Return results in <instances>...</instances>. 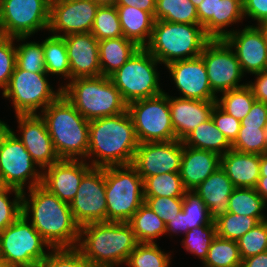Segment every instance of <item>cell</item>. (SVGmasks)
<instances>
[{
	"label": "cell",
	"instance_id": "63",
	"mask_svg": "<svg viewBox=\"0 0 267 267\" xmlns=\"http://www.w3.org/2000/svg\"><path fill=\"white\" fill-rule=\"evenodd\" d=\"M263 29H267V19L260 25Z\"/></svg>",
	"mask_w": 267,
	"mask_h": 267
},
{
	"label": "cell",
	"instance_id": "49",
	"mask_svg": "<svg viewBox=\"0 0 267 267\" xmlns=\"http://www.w3.org/2000/svg\"><path fill=\"white\" fill-rule=\"evenodd\" d=\"M144 200L165 224L182 210V197H144Z\"/></svg>",
	"mask_w": 267,
	"mask_h": 267
},
{
	"label": "cell",
	"instance_id": "3",
	"mask_svg": "<svg viewBox=\"0 0 267 267\" xmlns=\"http://www.w3.org/2000/svg\"><path fill=\"white\" fill-rule=\"evenodd\" d=\"M138 244L128 222H98L80 227L77 248L94 267H119Z\"/></svg>",
	"mask_w": 267,
	"mask_h": 267
},
{
	"label": "cell",
	"instance_id": "14",
	"mask_svg": "<svg viewBox=\"0 0 267 267\" xmlns=\"http://www.w3.org/2000/svg\"><path fill=\"white\" fill-rule=\"evenodd\" d=\"M200 56L205 63L209 84L215 95L247 85L239 84L244 73L236 54L224 39H210Z\"/></svg>",
	"mask_w": 267,
	"mask_h": 267
},
{
	"label": "cell",
	"instance_id": "56",
	"mask_svg": "<svg viewBox=\"0 0 267 267\" xmlns=\"http://www.w3.org/2000/svg\"><path fill=\"white\" fill-rule=\"evenodd\" d=\"M182 231L185 235V233L188 231V227H186L185 213L181 210L178 215H176L166 224V233L169 235L170 233L179 234Z\"/></svg>",
	"mask_w": 267,
	"mask_h": 267
},
{
	"label": "cell",
	"instance_id": "17",
	"mask_svg": "<svg viewBox=\"0 0 267 267\" xmlns=\"http://www.w3.org/2000/svg\"><path fill=\"white\" fill-rule=\"evenodd\" d=\"M182 154L180 140L139 143L131 165L144 181L150 176L180 172Z\"/></svg>",
	"mask_w": 267,
	"mask_h": 267
},
{
	"label": "cell",
	"instance_id": "29",
	"mask_svg": "<svg viewBox=\"0 0 267 267\" xmlns=\"http://www.w3.org/2000/svg\"><path fill=\"white\" fill-rule=\"evenodd\" d=\"M243 18V0H217L216 16L203 29L210 39H224L229 34L227 27L243 22Z\"/></svg>",
	"mask_w": 267,
	"mask_h": 267
},
{
	"label": "cell",
	"instance_id": "4",
	"mask_svg": "<svg viewBox=\"0 0 267 267\" xmlns=\"http://www.w3.org/2000/svg\"><path fill=\"white\" fill-rule=\"evenodd\" d=\"M38 114L45 120L60 159L87 161L89 121L63 95Z\"/></svg>",
	"mask_w": 267,
	"mask_h": 267
},
{
	"label": "cell",
	"instance_id": "44",
	"mask_svg": "<svg viewBox=\"0 0 267 267\" xmlns=\"http://www.w3.org/2000/svg\"><path fill=\"white\" fill-rule=\"evenodd\" d=\"M16 65L31 73H46L42 42L31 41L17 45Z\"/></svg>",
	"mask_w": 267,
	"mask_h": 267
},
{
	"label": "cell",
	"instance_id": "45",
	"mask_svg": "<svg viewBox=\"0 0 267 267\" xmlns=\"http://www.w3.org/2000/svg\"><path fill=\"white\" fill-rule=\"evenodd\" d=\"M14 193L11 201L8 194ZM23 192L0 184V232L22 215Z\"/></svg>",
	"mask_w": 267,
	"mask_h": 267
},
{
	"label": "cell",
	"instance_id": "2",
	"mask_svg": "<svg viewBox=\"0 0 267 267\" xmlns=\"http://www.w3.org/2000/svg\"><path fill=\"white\" fill-rule=\"evenodd\" d=\"M139 145L128 112L89 121L87 159L92 167L131 165ZM93 158V159H92Z\"/></svg>",
	"mask_w": 267,
	"mask_h": 267
},
{
	"label": "cell",
	"instance_id": "22",
	"mask_svg": "<svg viewBox=\"0 0 267 267\" xmlns=\"http://www.w3.org/2000/svg\"><path fill=\"white\" fill-rule=\"evenodd\" d=\"M70 65V80L101 75L99 41L89 33L64 36Z\"/></svg>",
	"mask_w": 267,
	"mask_h": 267
},
{
	"label": "cell",
	"instance_id": "1",
	"mask_svg": "<svg viewBox=\"0 0 267 267\" xmlns=\"http://www.w3.org/2000/svg\"><path fill=\"white\" fill-rule=\"evenodd\" d=\"M23 192L22 215L44 238L51 248L77 247L80 226L68 203L61 201L42 184Z\"/></svg>",
	"mask_w": 267,
	"mask_h": 267
},
{
	"label": "cell",
	"instance_id": "10",
	"mask_svg": "<svg viewBox=\"0 0 267 267\" xmlns=\"http://www.w3.org/2000/svg\"><path fill=\"white\" fill-rule=\"evenodd\" d=\"M47 247V253L44 249ZM50 245L24 215L0 232V257L11 267H31L41 264Z\"/></svg>",
	"mask_w": 267,
	"mask_h": 267
},
{
	"label": "cell",
	"instance_id": "52",
	"mask_svg": "<svg viewBox=\"0 0 267 267\" xmlns=\"http://www.w3.org/2000/svg\"><path fill=\"white\" fill-rule=\"evenodd\" d=\"M241 125L259 126L267 128V104L255 101L248 115L242 119Z\"/></svg>",
	"mask_w": 267,
	"mask_h": 267
},
{
	"label": "cell",
	"instance_id": "9",
	"mask_svg": "<svg viewBox=\"0 0 267 267\" xmlns=\"http://www.w3.org/2000/svg\"><path fill=\"white\" fill-rule=\"evenodd\" d=\"M37 167L15 132L0 120V184L22 192L40 185L43 171Z\"/></svg>",
	"mask_w": 267,
	"mask_h": 267
},
{
	"label": "cell",
	"instance_id": "5",
	"mask_svg": "<svg viewBox=\"0 0 267 267\" xmlns=\"http://www.w3.org/2000/svg\"><path fill=\"white\" fill-rule=\"evenodd\" d=\"M62 85V95L88 121L116 116L128 104L107 76L75 78Z\"/></svg>",
	"mask_w": 267,
	"mask_h": 267
},
{
	"label": "cell",
	"instance_id": "58",
	"mask_svg": "<svg viewBox=\"0 0 267 267\" xmlns=\"http://www.w3.org/2000/svg\"><path fill=\"white\" fill-rule=\"evenodd\" d=\"M257 193L267 203V176H260L257 186L255 187Z\"/></svg>",
	"mask_w": 267,
	"mask_h": 267
},
{
	"label": "cell",
	"instance_id": "41",
	"mask_svg": "<svg viewBox=\"0 0 267 267\" xmlns=\"http://www.w3.org/2000/svg\"><path fill=\"white\" fill-rule=\"evenodd\" d=\"M232 149L243 153L262 155L267 153V128L241 125Z\"/></svg>",
	"mask_w": 267,
	"mask_h": 267
},
{
	"label": "cell",
	"instance_id": "59",
	"mask_svg": "<svg viewBox=\"0 0 267 267\" xmlns=\"http://www.w3.org/2000/svg\"><path fill=\"white\" fill-rule=\"evenodd\" d=\"M260 176H267V153L260 155Z\"/></svg>",
	"mask_w": 267,
	"mask_h": 267
},
{
	"label": "cell",
	"instance_id": "37",
	"mask_svg": "<svg viewBox=\"0 0 267 267\" xmlns=\"http://www.w3.org/2000/svg\"><path fill=\"white\" fill-rule=\"evenodd\" d=\"M221 94V98L217 97L216 104L223 111L240 121L248 115L252 105L256 101L248 85Z\"/></svg>",
	"mask_w": 267,
	"mask_h": 267
},
{
	"label": "cell",
	"instance_id": "16",
	"mask_svg": "<svg viewBox=\"0 0 267 267\" xmlns=\"http://www.w3.org/2000/svg\"><path fill=\"white\" fill-rule=\"evenodd\" d=\"M98 7L94 0H51L48 30L58 37L89 33Z\"/></svg>",
	"mask_w": 267,
	"mask_h": 267
},
{
	"label": "cell",
	"instance_id": "60",
	"mask_svg": "<svg viewBox=\"0 0 267 267\" xmlns=\"http://www.w3.org/2000/svg\"><path fill=\"white\" fill-rule=\"evenodd\" d=\"M96 1L99 5H114L115 0H94Z\"/></svg>",
	"mask_w": 267,
	"mask_h": 267
},
{
	"label": "cell",
	"instance_id": "15",
	"mask_svg": "<svg viewBox=\"0 0 267 267\" xmlns=\"http://www.w3.org/2000/svg\"><path fill=\"white\" fill-rule=\"evenodd\" d=\"M69 206L80 227L106 222L105 168L92 167L83 176Z\"/></svg>",
	"mask_w": 267,
	"mask_h": 267
},
{
	"label": "cell",
	"instance_id": "51",
	"mask_svg": "<svg viewBox=\"0 0 267 267\" xmlns=\"http://www.w3.org/2000/svg\"><path fill=\"white\" fill-rule=\"evenodd\" d=\"M244 17L257 21V25L263 24L267 19V0H243Z\"/></svg>",
	"mask_w": 267,
	"mask_h": 267
},
{
	"label": "cell",
	"instance_id": "12",
	"mask_svg": "<svg viewBox=\"0 0 267 267\" xmlns=\"http://www.w3.org/2000/svg\"><path fill=\"white\" fill-rule=\"evenodd\" d=\"M127 110L139 143L177 140L171 121L168 93L133 101L128 104Z\"/></svg>",
	"mask_w": 267,
	"mask_h": 267
},
{
	"label": "cell",
	"instance_id": "50",
	"mask_svg": "<svg viewBox=\"0 0 267 267\" xmlns=\"http://www.w3.org/2000/svg\"><path fill=\"white\" fill-rule=\"evenodd\" d=\"M211 118L216 127L221 131L227 140L232 144L237 138L241 122L223 111L217 104L211 112Z\"/></svg>",
	"mask_w": 267,
	"mask_h": 267
},
{
	"label": "cell",
	"instance_id": "40",
	"mask_svg": "<svg viewBox=\"0 0 267 267\" xmlns=\"http://www.w3.org/2000/svg\"><path fill=\"white\" fill-rule=\"evenodd\" d=\"M172 257L165 253L157 243H139L131 252L126 265L128 267H169Z\"/></svg>",
	"mask_w": 267,
	"mask_h": 267
},
{
	"label": "cell",
	"instance_id": "53",
	"mask_svg": "<svg viewBox=\"0 0 267 267\" xmlns=\"http://www.w3.org/2000/svg\"><path fill=\"white\" fill-rule=\"evenodd\" d=\"M256 80L248 82L256 101L267 104V70L254 74Z\"/></svg>",
	"mask_w": 267,
	"mask_h": 267
},
{
	"label": "cell",
	"instance_id": "32",
	"mask_svg": "<svg viewBox=\"0 0 267 267\" xmlns=\"http://www.w3.org/2000/svg\"><path fill=\"white\" fill-rule=\"evenodd\" d=\"M46 73L62 76L70 81V65L63 37L49 36L42 41Z\"/></svg>",
	"mask_w": 267,
	"mask_h": 267
},
{
	"label": "cell",
	"instance_id": "25",
	"mask_svg": "<svg viewBox=\"0 0 267 267\" xmlns=\"http://www.w3.org/2000/svg\"><path fill=\"white\" fill-rule=\"evenodd\" d=\"M236 187L221 166L194 190L208 207L213 221L229 212V200Z\"/></svg>",
	"mask_w": 267,
	"mask_h": 267
},
{
	"label": "cell",
	"instance_id": "7",
	"mask_svg": "<svg viewBox=\"0 0 267 267\" xmlns=\"http://www.w3.org/2000/svg\"><path fill=\"white\" fill-rule=\"evenodd\" d=\"M106 222H128L144 203L143 179L132 165L105 167Z\"/></svg>",
	"mask_w": 267,
	"mask_h": 267
},
{
	"label": "cell",
	"instance_id": "43",
	"mask_svg": "<svg viewBox=\"0 0 267 267\" xmlns=\"http://www.w3.org/2000/svg\"><path fill=\"white\" fill-rule=\"evenodd\" d=\"M182 198V211L185 213L188 231L213 222L208 207L195 190H186Z\"/></svg>",
	"mask_w": 267,
	"mask_h": 267
},
{
	"label": "cell",
	"instance_id": "8",
	"mask_svg": "<svg viewBox=\"0 0 267 267\" xmlns=\"http://www.w3.org/2000/svg\"><path fill=\"white\" fill-rule=\"evenodd\" d=\"M158 64L161 63L145 47H140L109 78L127 104L151 98L164 92L159 83L158 67H156Z\"/></svg>",
	"mask_w": 267,
	"mask_h": 267
},
{
	"label": "cell",
	"instance_id": "61",
	"mask_svg": "<svg viewBox=\"0 0 267 267\" xmlns=\"http://www.w3.org/2000/svg\"><path fill=\"white\" fill-rule=\"evenodd\" d=\"M0 267H11L2 257H0Z\"/></svg>",
	"mask_w": 267,
	"mask_h": 267
},
{
	"label": "cell",
	"instance_id": "31",
	"mask_svg": "<svg viewBox=\"0 0 267 267\" xmlns=\"http://www.w3.org/2000/svg\"><path fill=\"white\" fill-rule=\"evenodd\" d=\"M128 223L139 243L154 244L157 238L167 235L165 222L146 203L140 206Z\"/></svg>",
	"mask_w": 267,
	"mask_h": 267
},
{
	"label": "cell",
	"instance_id": "24",
	"mask_svg": "<svg viewBox=\"0 0 267 267\" xmlns=\"http://www.w3.org/2000/svg\"><path fill=\"white\" fill-rule=\"evenodd\" d=\"M220 166L219 154L183 145L179 173L186 190H194Z\"/></svg>",
	"mask_w": 267,
	"mask_h": 267
},
{
	"label": "cell",
	"instance_id": "20",
	"mask_svg": "<svg viewBox=\"0 0 267 267\" xmlns=\"http://www.w3.org/2000/svg\"><path fill=\"white\" fill-rule=\"evenodd\" d=\"M21 133L19 140L25 146L33 161L43 171L60 160L57 155L45 120L40 114L15 115Z\"/></svg>",
	"mask_w": 267,
	"mask_h": 267
},
{
	"label": "cell",
	"instance_id": "46",
	"mask_svg": "<svg viewBox=\"0 0 267 267\" xmlns=\"http://www.w3.org/2000/svg\"><path fill=\"white\" fill-rule=\"evenodd\" d=\"M237 245L242 259L267 251V222L261 221L251 230L247 231Z\"/></svg>",
	"mask_w": 267,
	"mask_h": 267
},
{
	"label": "cell",
	"instance_id": "36",
	"mask_svg": "<svg viewBox=\"0 0 267 267\" xmlns=\"http://www.w3.org/2000/svg\"><path fill=\"white\" fill-rule=\"evenodd\" d=\"M143 188L144 197H183L186 191L179 172L147 177Z\"/></svg>",
	"mask_w": 267,
	"mask_h": 267
},
{
	"label": "cell",
	"instance_id": "64",
	"mask_svg": "<svg viewBox=\"0 0 267 267\" xmlns=\"http://www.w3.org/2000/svg\"><path fill=\"white\" fill-rule=\"evenodd\" d=\"M263 35L265 37L266 45H267V29H263Z\"/></svg>",
	"mask_w": 267,
	"mask_h": 267
},
{
	"label": "cell",
	"instance_id": "28",
	"mask_svg": "<svg viewBox=\"0 0 267 267\" xmlns=\"http://www.w3.org/2000/svg\"><path fill=\"white\" fill-rule=\"evenodd\" d=\"M140 47L124 36L99 41V63L101 75L109 77L127 60L135 54Z\"/></svg>",
	"mask_w": 267,
	"mask_h": 267
},
{
	"label": "cell",
	"instance_id": "18",
	"mask_svg": "<svg viewBox=\"0 0 267 267\" xmlns=\"http://www.w3.org/2000/svg\"><path fill=\"white\" fill-rule=\"evenodd\" d=\"M224 40L234 49L244 74L267 70V45L260 25H247L238 31L231 29Z\"/></svg>",
	"mask_w": 267,
	"mask_h": 267
},
{
	"label": "cell",
	"instance_id": "48",
	"mask_svg": "<svg viewBox=\"0 0 267 267\" xmlns=\"http://www.w3.org/2000/svg\"><path fill=\"white\" fill-rule=\"evenodd\" d=\"M41 264L43 267H94L77 247L51 248Z\"/></svg>",
	"mask_w": 267,
	"mask_h": 267
},
{
	"label": "cell",
	"instance_id": "42",
	"mask_svg": "<svg viewBox=\"0 0 267 267\" xmlns=\"http://www.w3.org/2000/svg\"><path fill=\"white\" fill-rule=\"evenodd\" d=\"M216 235V224L213 221L210 225L195 227L187 231L181 242L187 252L198 256V259L203 263Z\"/></svg>",
	"mask_w": 267,
	"mask_h": 267
},
{
	"label": "cell",
	"instance_id": "54",
	"mask_svg": "<svg viewBox=\"0 0 267 267\" xmlns=\"http://www.w3.org/2000/svg\"><path fill=\"white\" fill-rule=\"evenodd\" d=\"M217 0H203L196 8L199 25L202 27L212 18L216 16Z\"/></svg>",
	"mask_w": 267,
	"mask_h": 267
},
{
	"label": "cell",
	"instance_id": "35",
	"mask_svg": "<svg viewBox=\"0 0 267 267\" xmlns=\"http://www.w3.org/2000/svg\"><path fill=\"white\" fill-rule=\"evenodd\" d=\"M241 263L237 241L216 235L209 247L203 267H241Z\"/></svg>",
	"mask_w": 267,
	"mask_h": 267
},
{
	"label": "cell",
	"instance_id": "30",
	"mask_svg": "<svg viewBox=\"0 0 267 267\" xmlns=\"http://www.w3.org/2000/svg\"><path fill=\"white\" fill-rule=\"evenodd\" d=\"M182 143L192 148L215 152L220 156L232 149V144L216 127L211 117L189 133Z\"/></svg>",
	"mask_w": 267,
	"mask_h": 267
},
{
	"label": "cell",
	"instance_id": "57",
	"mask_svg": "<svg viewBox=\"0 0 267 267\" xmlns=\"http://www.w3.org/2000/svg\"><path fill=\"white\" fill-rule=\"evenodd\" d=\"M241 267H267V251L242 259Z\"/></svg>",
	"mask_w": 267,
	"mask_h": 267
},
{
	"label": "cell",
	"instance_id": "13",
	"mask_svg": "<svg viewBox=\"0 0 267 267\" xmlns=\"http://www.w3.org/2000/svg\"><path fill=\"white\" fill-rule=\"evenodd\" d=\"M51 0H2L0 32L5 37H31L49 29Z\"/></svg>",
	"mask_w": 267,
	"mask_h": 267
},
{
	"label": "cell",
	"instance_id": "11",
	"mask_svg": "<svg viewBox=\"0 0 267 267\" xmlns=\"http://www.w3.org/2000/svg\"><path fill=\"white\" fill-rule=\"evenodd\" d=\"M47 76V73H31L15 66L9 84L2 92L4 98H12L15 115L42 112L62 95V86L55 92Z\"/></svg>",
	"mask_w": 267,
	"mask_h": 267
},
{
	"label": "cell",
	"instance_id": "65",
	"mask_svg": "<svg viewBox=\"0 0 267 267\" xmlns=\"http://www.w3.org/2000/svg\"><path fill=\"white\" fill-rule=\"evenodd\" d=\"M31 267H43L42 264H38V265H35V266H31Z\"/></svg>",
	"mask_w": 267,
	"mask_h": 267
},
{
	"label": "cell",
	"instance_id": "23",
	"mask_svg": "<svg viewBox=\"0 0 267 267\" xmlns=\"http://www.w3.org/2000/svg\"><path fill=\"white\" fill-rule=\"evenodd\" d=\"M171 121L177 140L182 141L189 133L207 121L216 101L184 99L168 95Z\"/></svg>",
	"mask_w": 267,
	"mask_h": 267
},
{
	"label": "cell",
	"instance_id": "19",
	"mask_svg": "<svg viewBox=\"0 0 267 267\" xmlns=\"http://www.w3.org/2000/svg\"><path fill=\"white\" fill-rule=\"evenodd\" d=\"M170 76L181 94L179 98L216 101L209 84L205 63L201 56L178 60L166 65Z\"/></svg>",
	"mask_w": 267,
	"mask_h": 267
},
{
	"label": "cell",
	"instance_id": "21",
	"mask_svg": "<svg viewBox=\"0 0 267 267\" xmlns=\"http://www.w3.org/2000/svg\"><path fill=\"white\" fill-rule=\"evenodd\" d=\"M89 163L85 160L60 159L43 170L42 185L61 201L70 204L83 176L92 168Z\"/></svg>",
	"mask_w": 267,
	"mask_h": 267
},
{
	"label": "cell",
	"instance_id": "62",
	"mask_svg": "<svg viewBox=\"0 0 267 267\" xmlns=\"http://www.w3.org/2000/svg\"><path fill=\"white\" fill-rule=\"evenodd\" d=\"M194 5H195V7L197 8L201 3H202V1L203 0H190Z\"/></svg>",
	"mask_w": 267,
	"mask_h": 267
},
{
	"label": "cell",
	"instance_id": "6",
	"mask_svg": "<svg viewBox=\"0 0 267 267\" xmlns=\"http://www.w3.org/2000/svg\"><path fill=\"white\" fill-rule=\"evenodd\" d=\"M210 38L199 24L155 20L145 48L164 66L178 60L200 56Z\"/></svg>",
	"mask_w": 267,
	"mask_h": 267
},
{
	"label": "cell",
	"instance_id": "39",
	"mask_svg": "<svg viewBox=\"0 0 267 267\" xmlns=\"http://www.w3.org/2000/svg\"><path fill=\"white\" fill-rule=\"evenodd\" d=\"M217 236L232 241L239 240L261 221L256 217L228 212L215 221Z\"/></svg>",
	"mask_w": 267,
	"mask_h": 267
},
{
	"label": "cell",
	"instance_id": "27",
	"mask_svg": "<svg viewBox=\"0 0 267 267\" xmlns=\"http://www.w3.org/2000/svg\"><path fill=\"white\" fill-rule=\"evenodd\" d=\"M123 36L139 47H145L152 35L154 17L144 10L132 6H116Z\"/></svg>",
	"mask_w": 267,
	"mask_h": 267
},
{
	"label": "cell",
	"instance_id": "26",
	"mask_svg": "<svg viewBox=\"0 0 267 267\" xmlns=\"http://www.w3.org/2000/svg\"><path fill=\"white\" fill-rule=\"evenodd\" d=\"M221 168L236 188H255L260 177V155L231 149L221 156Z\"/></svg>",
	"mask_w": 267,
	"mask_h": 267
},
{
	"label": "cell",
	"instance_id": "47",
	"mask_svg": "<svg viewBox=\"0 0 267 267\" xmlns=\"http://www.w3.org/2000/svg\"><path fill=\"white\" fill-rule=\"evenodd\" d=\"M29 37H0V88L7 87L16 66V42L26 41Z\"/></svg>",
	"mask_w": 267,
	"mask_h": 267
},
{
	"label": "cell",
	"instance_id": "34",
	"mask_svg": "<svg viewBox=\"0 0 267 267\" xmlns=\"http://www.w3.org/2000/svg\"><path fill=\"white\" fill-rule=\"evenodd\" d=\"M267 203L257 193L255 188H235L229 200V212L240 215L256 217L265 221L266 216L262 212Z\"/></svg>",
	"mask_w": 267,
	"mask_h": 267
},
{
	"label": "cell",
	"instance_id": "38",
	"mask_svg": "<svg viewBox=\"0 0 267 267\" xmlns=\"http://www.w3.org/2000/svg\"><path fill=\"white\" fill-rule=\"evenodd\" d=\"M91 33L98 41L123 36L115 5H99Z\"/></svg>",
	"mask_w": 267,
	"mask_h": 267
},
{
	"label": "cell",
	"instance_id": "55",
	"mask_svg": "<svg viewBox=\"0 0 267 267\" xmlns=\"http://www.w3.org/2000/svg\"><path fill=\"white\" fill-rule=\"evenodd\" d=\"M115 6H132L149 12L154 17L156 0H115Z\"/></svg>",
	"mask_w": 267,
	"mask_h": 267
},
{
	"label": "cell",
	"instance_id": "33",
	"mask_svg": "<svg viewBox=\"0 0 267 267\" xmlns=\"http://www.w3.org/2000/svg\"><path fill=\"white\" fill-rule=\"evenodd\" d=\"M154 19L199 24L197 9L190 0H156Z\"/></svg>",
	"mask_w": 267,
	"mask_h": 267
}]
</instances>
